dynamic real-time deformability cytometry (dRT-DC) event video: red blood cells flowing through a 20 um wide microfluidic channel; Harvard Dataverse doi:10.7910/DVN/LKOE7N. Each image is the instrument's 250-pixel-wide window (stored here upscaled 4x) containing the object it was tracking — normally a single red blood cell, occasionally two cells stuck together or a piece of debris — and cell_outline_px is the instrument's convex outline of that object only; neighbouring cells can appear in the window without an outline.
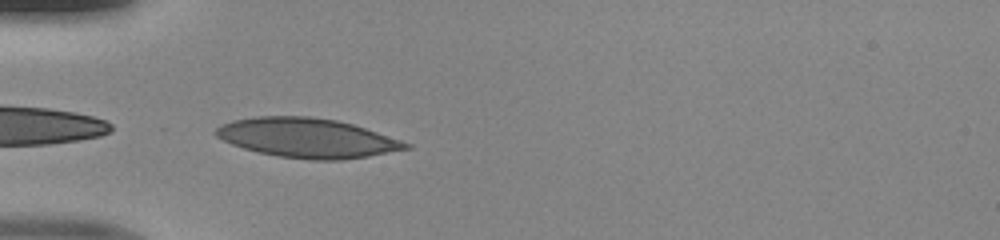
{"species": "human", "species_latin": "Homo sapiens", "temperature_condition": "room temperature", "stored_images_in_passage": 34, "camera_frame_rate_fps": 3000, "um_per_image_px": 0.085, "donor": {"sex": "male"}, "frame": {"image": 1, "passage_image": 1, "time_ms": 0.0, "image_size_px": [1000, 240], "cell_outline_px": [[412, 148], [368, 156], [340, 160], [312, 160], [280, 156], [260, 152], [244, 148], [232, 144], [216, 136], [212, 132], [220, 124], [232, 120], [256, 116], [308, 116], [336, 120], [352, 124], [412, 144]], "centroid_in_image_um": [26.08, 11.72], "position_along_channel_um": 58.9, "area_um2": 43.41}}
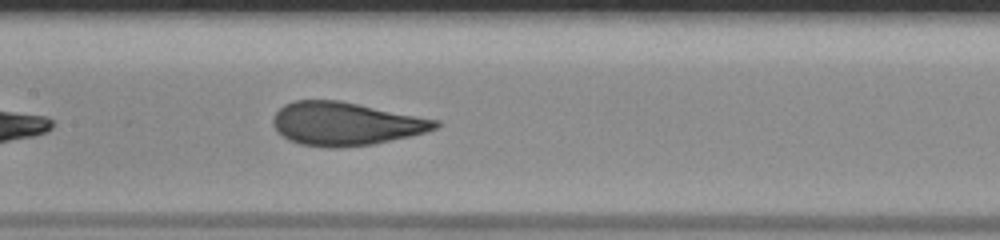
{"frame": {"image": 2, "passage_image": 10, "time_ms": 3.0, "image_size_px": [1000, 240], "cell_outline_px": [[440, 124], [436, 128], [412, 136], [372, 144], [340, 148], [328, 148], [300, 144], [288, 140], [276, 128], [272, 120], [276, 112], [284, 104], [296, 100], [340, 100], [440, 120]], "centroid_in_image_um": [29.39, 10.52], "position_along_channel_um": 178.0, "area_um2": 40.92}}
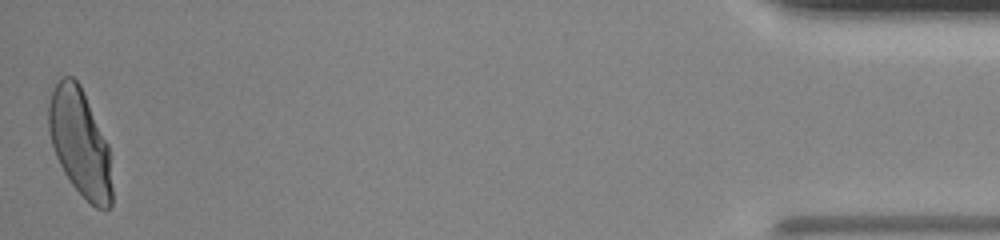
{"frame": {"image": 3, "passage_image": 34, "time_ms": 11.0, "image_size_px": [1000, 240], "cell_outline_px": [[112, 204], [108, 208], [96, 208], [72, 184], [64, 172], [56, 156], [52, 144], [48, 128], [48, 104], [52, 92], [60, 76], [72, 76], [80, 84], [108, 144], [112, 188]], "centroid_in_image_um": [6.79, 12.1], "position_along_channel_um": 428.4, "area_um2": 39.25}}